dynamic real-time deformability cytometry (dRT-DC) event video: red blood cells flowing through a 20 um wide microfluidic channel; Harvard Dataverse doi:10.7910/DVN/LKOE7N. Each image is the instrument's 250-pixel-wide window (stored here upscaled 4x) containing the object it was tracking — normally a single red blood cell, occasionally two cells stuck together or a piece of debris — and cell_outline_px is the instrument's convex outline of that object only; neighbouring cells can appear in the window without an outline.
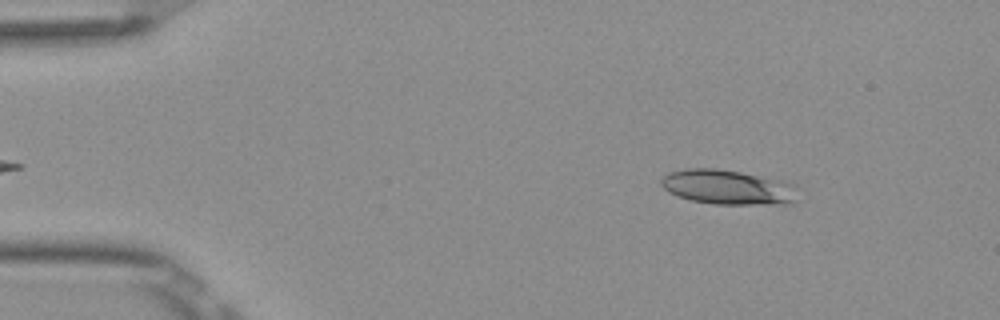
{"species": "Egyptian fruit bat (a non-hibernating species)", "species_latin": "Rousettus aegyptiacus", "temperature_condition": "room temperature", "stored_images_in_passage": 50, "camera_frame_rate_fps": 3000, "um_per_image_px": 0.085, "frame": {"image": 1, "passage_image": 5, "time_ms": 1.333, "image_size_px": [1000, 320], "cell_outline_px": [[800, 188], [796, 200], [792, 204], [712, 204], [692, 200], [676, 196], [668, 192], [660, 184], [660, 180], [668, 172], [688, 168], [716, 168], [740, 172], [784, 180], [796, 184]], "centroid_in_image_um": [61.93, 15.91], "position_along_channel_um": 23.1, "area_um2": 28.21}}
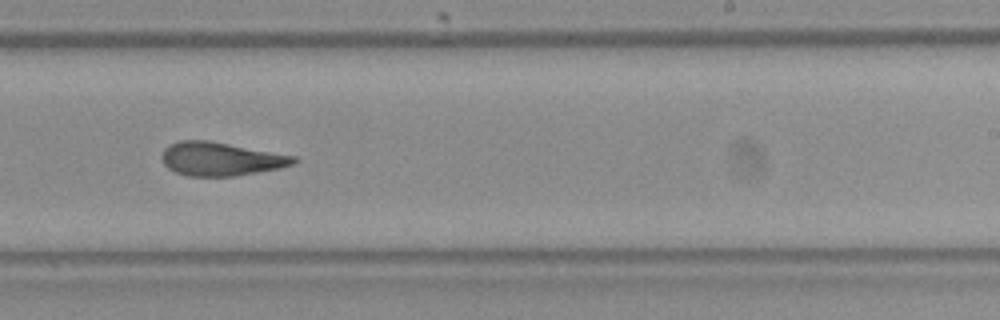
{"frame": {"image": 2, "passage_image": 30, "time_ms": 9.667, "image_size_px": [1000, 320], "cell_outline_px": [[300, 160], [292, 164], [280, 168], [232, 176], [188, 176], [176, 172], [168, 168], [164, 164], [160, 156], [164, 148], [168, 144], [180, 140], [208, 140], [296, 156]], "centroid_in_image_um": [18.73, 13.5], "position_along_channel_um": 270.3, "area_um2": 25.78}}
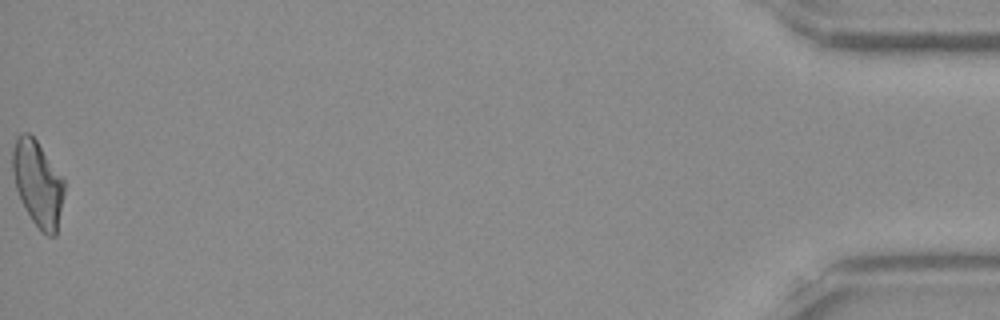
{"frame": {"image": 3, "passage_image": 50, "time_ms": 16.333, "image_size_px": [1000, 320], "cell_outline_px": [[64, 192], [56, 236], [48, 236], [32, 220], [20, 200], [16, 188], [12, 172], [12, 148], [16, 136], [24, 132], [28, 132], [36, 140], [64, 180]], "centroid_in_image_um": [3.19, 15.57], "position_along_channel_um": 432.0, "area_um2": 25.49}, "authors_computed_cell_mechanics": {"area_um2": 25.8944, "velocity_mm_per_s": 3.9049, "shape_relaxation_time_tau1_ms": null, "shape_relaxation_time_tau2_ms": 2.668, "deformation_change_tau1": null, "deformation_change_tau2": 0.1153}}